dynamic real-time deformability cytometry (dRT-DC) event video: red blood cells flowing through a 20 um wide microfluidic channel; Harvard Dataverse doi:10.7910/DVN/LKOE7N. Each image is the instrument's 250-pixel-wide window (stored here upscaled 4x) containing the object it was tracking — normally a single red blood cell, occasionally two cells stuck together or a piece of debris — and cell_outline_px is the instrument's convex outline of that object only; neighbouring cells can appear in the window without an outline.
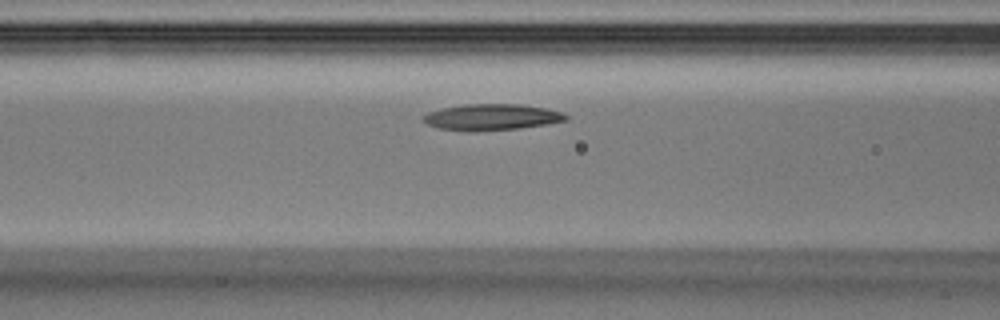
{"species": "Egyptian fruit bat (a non-hibernating species)", "species_latin": "Rousettus aegyptiacus", "temperature_condition": "warm", "stored_images_in_passage": 33, "camera_frame_rate_fps": 3000, "um_per_image_px": 0.085, "animal": {"sex": "male"}, "frame": {"image": 1, "passage_image": 9, "time_ms": 2.667, "image_size_px": [1000, 320], "cell_outline_px": [[568, 120], [548, 124], [520, 128], [472, 132], [468, 132], [436, 128], [428, 124], [424, 120], [424, 116], [428, 112], [444, 108], [464, 104], [520, 104], [548, 108], [560, 112], [568, 116]], "centroid_in_image_um": [41.81, 9.96], "position_along_channel_um": 124.8, "area_um2": 21.91}}
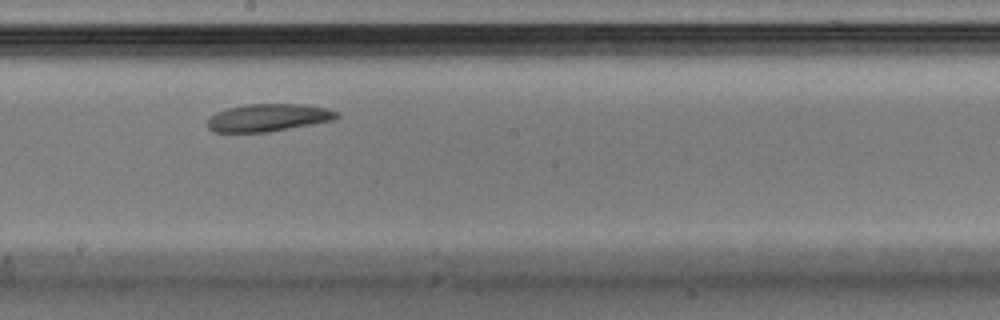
{"frame": {"image": 2, "passage_image": 15, "time_ms": 4.667, "image_size_px": [1000, 320], "cell_outline_px": [[340, 116], [336, 120], [268, 132], [212, 132], [208, 128], [208, 120], [216, 112], [228, 108], [248, 104], [308, 104], [328, 108], [336, 112]], "centroid_in_image_um": [22.85, 10.0], "position_along_channel_um": 225.4, "area_um2": 20.87}}
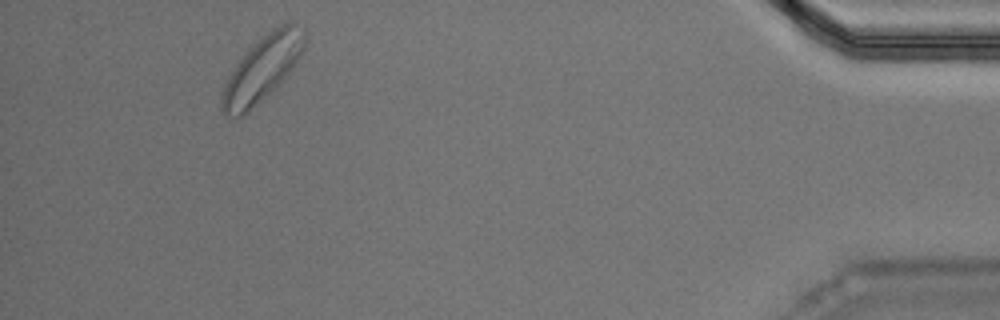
{"frame": {"image": 3, "passage_image": 30, "time_ms": 9.667, "image_size_px": [1000, 320], "cell_outline_px": [[304, 52], [280, 84], [240, 116], [224, 116], [220, 108], [220, 104], [224, 84], [228, 76], [236, 64], [252, 44], [268, 32], [284, 24], [296, 24], [304, 32]], "centroid_in_image_um": [22.27, 5.85], "position_along_channel_um": 412.9, "area_um2": 30.69}}